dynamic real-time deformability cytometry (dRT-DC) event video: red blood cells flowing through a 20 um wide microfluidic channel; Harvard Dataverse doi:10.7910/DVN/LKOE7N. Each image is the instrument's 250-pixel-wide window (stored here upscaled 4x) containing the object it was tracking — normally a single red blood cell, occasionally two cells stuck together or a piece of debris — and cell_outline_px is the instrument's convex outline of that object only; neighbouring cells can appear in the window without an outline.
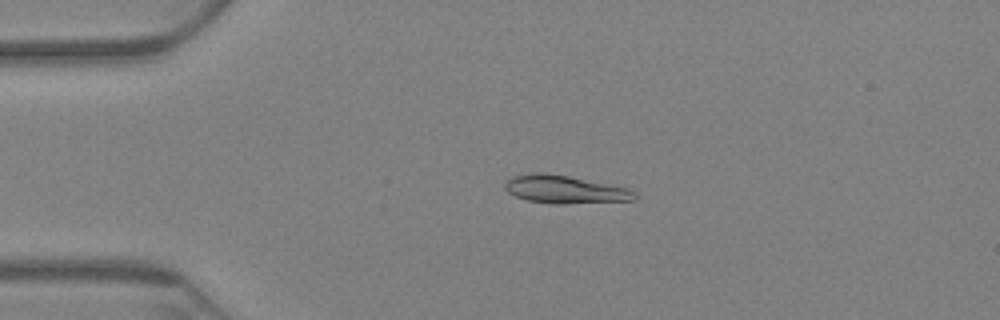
{"species": "Egyptian fruit bat (a non-hibernating species)", "species_latin": "Rousettus aegyptiacus", "temperature_condition": "warm", "stored_images_in_passage": 58, "camera_frame_rate_fps": 3000, "um_per_image_px": 0.085, "animal": {"sex": "female"}, "frame": {"image": 1, "passage_image": 8, "time_ms": 2.333, "image_size_px": [1000, 320], "cell_outline_px": [[636, 200], [564, 204], [556, 204], [528, 200], [516, 196], [508, 192], [504, 188], [504, 184], [512, 176], [532, 172], [544, 172], [568, 176], [628, 188], [636, 192]], "centroid_in_image_um": [48.01, 16.1], "position_along_channel_um": 37.0, "area_um2": 21.1}}
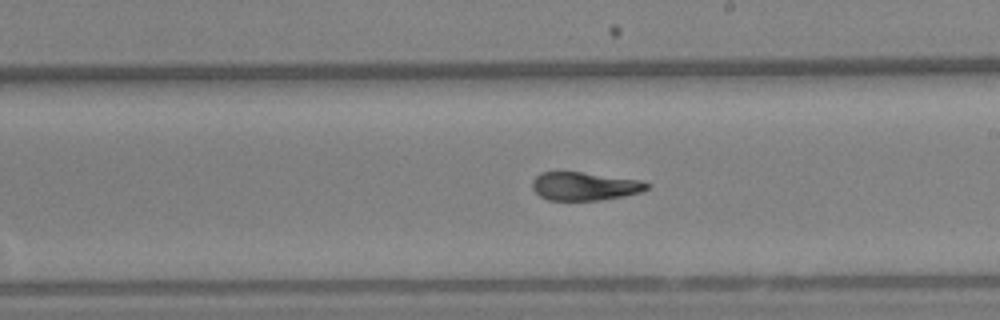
{"frame": {"image": 2, "passage_image": 31, "time_ms": 10.0, "image_size_px": [1000, 320], "cell_outline_px": [[652, 184], [648, 188], [640, 192], [624, 196], [600, 200], [548, 200], [540, 196], [532, 188], [532, 180], [540, 172], [580, 172], [640, 180]], "centroid_in_image_um": [49.68, 15.83], "position_along_channel_um": 239.3, "area_um2": 18.84}}
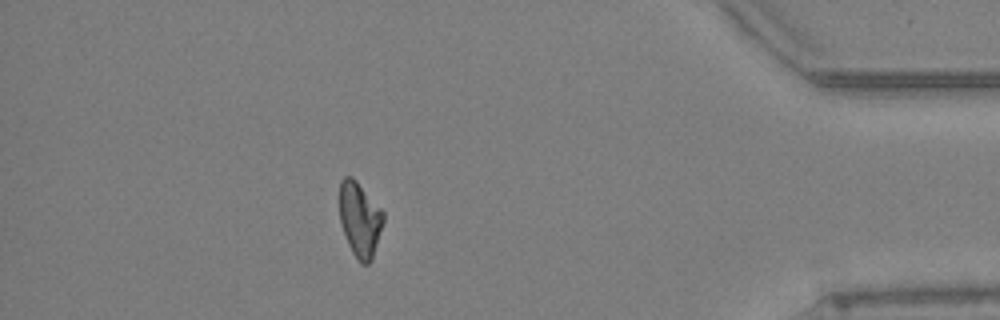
{"frame": {"image": 3, "passage_image": 51, "time_ms": 16.667, "image_size_px": [1000, 320], "cell_outline_px": [[384, 220], [372, 260], [368, 264], [360, 264], [352, 252], [348, 244], [340, 220], [340, 180], [344, 176], [352, 176], [356, 180], [384, 212]], "centroid_in_image_um": [30.59, 18.65], "position_along_channel_um": 404.6, "area_um2": 19.02}, "authors_computed_cell_mechanics": {"area_um2": 20.1433, "velocity_mm_per_s": 3.1429, "shape_relaxation_time_tau1_ms": 8.3619, "shape_relaxation_time_tau2_ms": 1.9411, "deformation_change_tau1": 0.1974, "deformation_change_tau2": 0.0597}}